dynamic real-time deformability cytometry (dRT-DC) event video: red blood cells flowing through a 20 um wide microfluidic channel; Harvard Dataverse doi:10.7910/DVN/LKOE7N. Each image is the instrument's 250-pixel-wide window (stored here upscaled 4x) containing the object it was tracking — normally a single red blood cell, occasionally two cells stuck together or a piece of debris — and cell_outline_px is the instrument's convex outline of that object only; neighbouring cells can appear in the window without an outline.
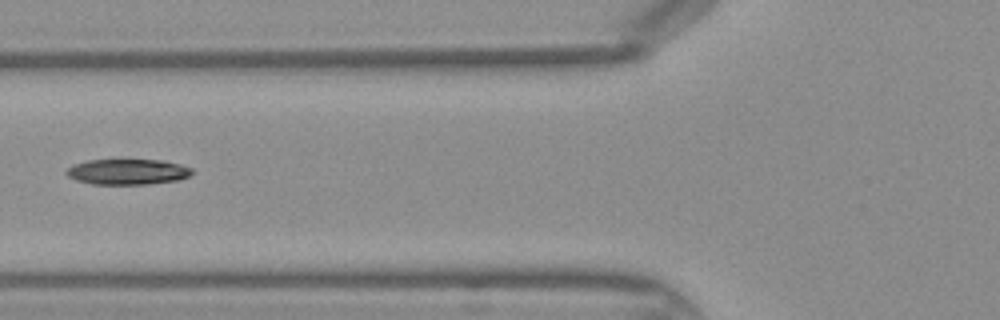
{"species": "Egyptian fruit bat (a non-hibernating species)", "species_latin": "Rousettus aegyptiacus", "temperature_condition": "warm", "stored_images_in_passage": 35, "segment_of_instrument_passage": [1, 2], "camera_frame_rate_fps": 3000, "um_per_image_px": 0.085, "frame": {"image": 1, "passage_image": 7, "time_ms": 2.0, "image_size_px": [1000, 320], "cell_outline_px": [[196, 172], [180, 180], [148, 184], [92, 184], [76, 180], [68, 176], [64, 172], [68, 168], [76, 164], [88, 160], [164, 160], [180, 164], [192, 168]], "centroid_in_image_um": [10.9, 14.6], "position_along_channel_um": 114.9, "area_um2": 18.79}}
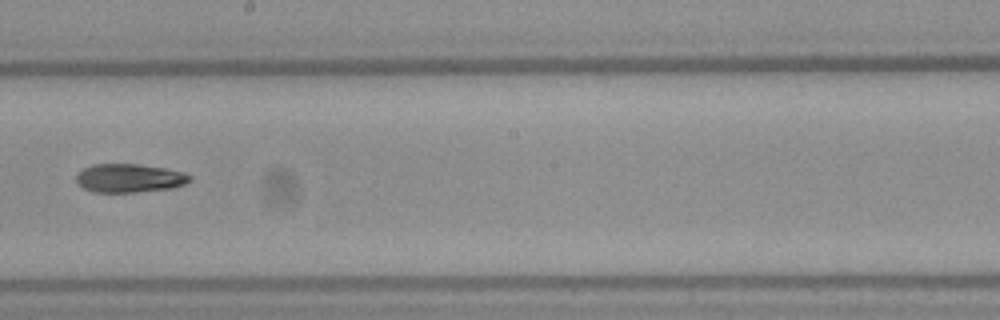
{"frame": {"image": 2, "passage_image": 15, "time_ms": 4.667, "image_size_px": [1000, 320], "cell_outline_px": [[192, 180], [184, 184], [172, 188], [136, 192], [92, 192], [84, 188], [76, 180], [76, 176], [84, 168], [92, 164], [140, 164], [164, 168], [184, 172], [192, 176]], "centroid_in_image_um": [11.02, 15.14], "position_along_channel_um": 237.2, "area_um2": 18.9}}
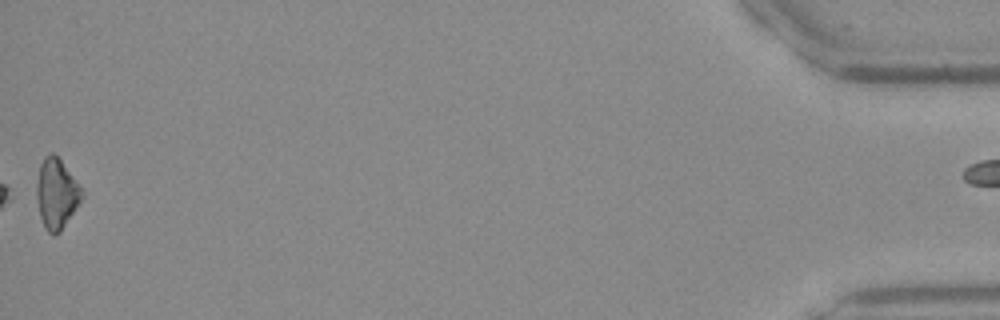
{"frame": {"image": 3, "passage_image": 34, "time_ms": 11.0, "image_size_px": [1000, 320], "cell_outline_px": [[84, 196], [80, 204], [60, 232], [56, 236], [52, 236], [48, 232], [40, 216], [36, 200], [36, 184], [40, 164], [44, 156], [48, 152], [52, 152], [60, 160], [72, 176], [80, 188]], "centroid_in_image_um": [4.78, 16.49], "position_along_channel_um": 430.4, "area_um2": 18.44}}